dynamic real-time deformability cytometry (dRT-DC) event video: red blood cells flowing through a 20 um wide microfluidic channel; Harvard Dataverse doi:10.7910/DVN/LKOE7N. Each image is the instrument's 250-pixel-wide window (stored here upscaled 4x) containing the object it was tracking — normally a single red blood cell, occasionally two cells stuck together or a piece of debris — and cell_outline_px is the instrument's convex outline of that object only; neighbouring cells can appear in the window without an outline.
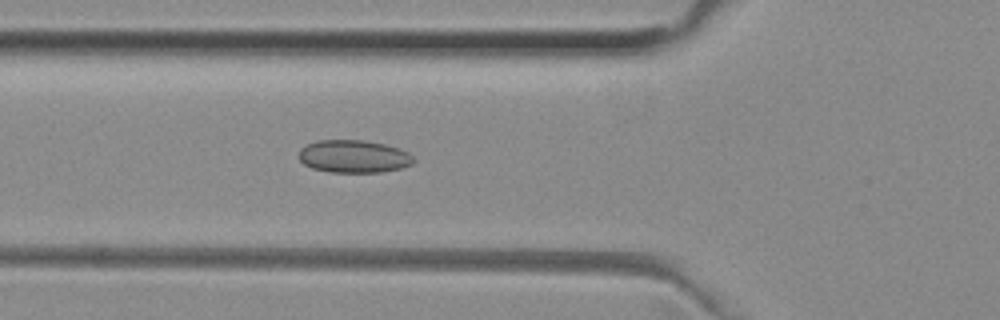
{"species": "common noctule bat (a hibernating species)", "species_latin": "Nyctalus noctula", "temperature_condition": "room temperature", "stored_images_in_passage": 41, "camera_frame_rate_fps": 3000, "um_per_image_px": 0.085, "animal": {"sex": "female", "body_mass_g": 29.2, "forearm_length_mm": 56.3}, "frame": {"image": 1, "passage_image": 10, "time_ms": 3.0, "image_size_px": [1000, 320], "cell_outline_px": [[416, 160], [412, 164], [400, 168], [380, 172], [328, 172], [312, 168], [304, 164], [300, 160], [300, 148], [316, 140], [360, 140], [384, 144], [400, 148], [408, 152]], "centroid_in_image_um": [30.07, 13.29], "position_along_channel_um": 95.7, "area_um2": 21.85}}
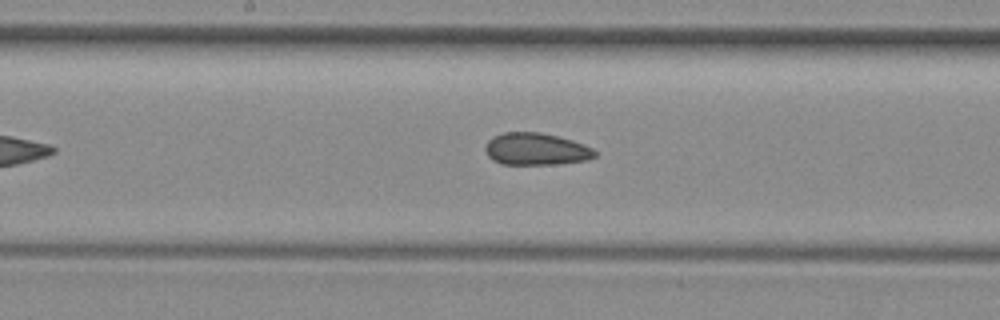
{"frame": {"image": 2, "passage_image": 18, "time_ms": 5.667, "image_size_px": [1000, 320], "cell_outline_px": [[596, 156], [588, 160], [552, 164], [500, 164], [492, 160], [488, 156], [484, 148], [488, 140], [492, 136], [504, 132], [540, 132], [572, 140], [584, 144], [592, 148], [596, 152]], "centroid_in_image_um": [45.53, 12.67], "position_along_channel_um": 202.7, "area_um2": 20.58}}
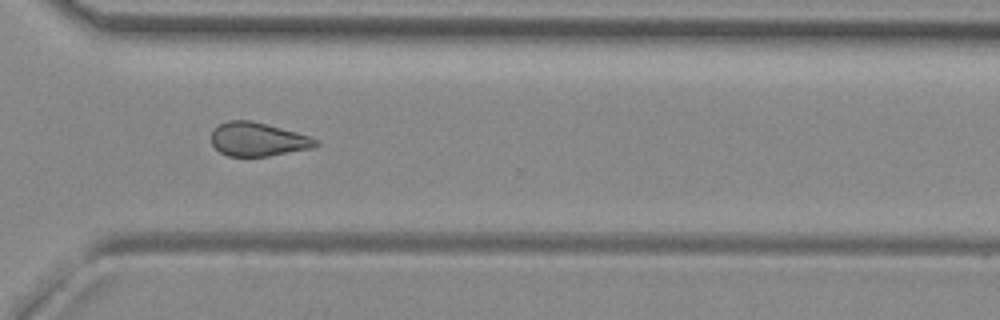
{"frame": {"image": 3, "passage_image": 29, "time_ms": 9.333, "image_size_px": [1000, 320], "cell_outline_px": [[320, 144], [312, 148], [268, 156], [228, 156], [220, 152], [212, 144], [212, 132], [220, 124], [228, 120], [252, 120], [296, 132], [320, 140]], "centroid_in_image_um": [21.94, 11.84], "position_along_channel_um": 348.7, "area_um2": 20.4}, "authors_computed_cell_mechanics": {"area_um2": 20.808, "velocity_mm_per_s": 3.987, "shape_relaxation_time_tau1_ms": null, "shape_relaxation_time_tau2_ms": 2.679, "deformation_change_tau1": null, "deformation_change_tau2": 0.0819}}